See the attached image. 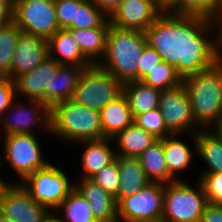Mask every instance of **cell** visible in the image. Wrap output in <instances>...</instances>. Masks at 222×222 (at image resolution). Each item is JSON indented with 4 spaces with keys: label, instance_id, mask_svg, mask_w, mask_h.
I'll use <instances>...</instances> for the list:
<instances>
[{
    "label": "cell",
    "instance_id": "ab89813d",
    "mask_svg": "<svg viewBox=\"0 0 222 222\" xmlns=\"http://www.w3.org/2000/svg\"><path fill=\"white\" fill-rule=\"evenodd\" d=\"M209 21L213 31L214 53L219 63H222V10L213 15Z\"/></svg>",
    "mask_w": 222,
    "mask_h": 222
},
{
    "label": "cell",
    "instance_id": "d6a6232c",
    "mask_svg": "<svg viewBox=\"0 0 222 222\" xmlns=\"http://www.w3.org/2000/svg\"><path fill=\"white\" fill-rule=\"evenodd\" d=\"M108 18L92 0H84L76 7L75 20L68 28H95L101 26Z\"/></svg>",
    "mask_w": 222,
    "mask_h": 222
},
{
    "label": "cell",
    "instance_id": "7c38bea8",
    "mask_svg": "<svg viewBox=\"0 0 222 222\" xmlns=\"http://www.w3.org/2000/svg\"><path fill=\"white\" fill-rule=\"evenodd\" d=\"M159 109L167 129L172 134H196L201 130L194 119L191 102L184 84L161 91Z\"/></svg>",
    "mask_w": 222,
    "mask_h": 222
},
{
    "label": "cell",
    "instance_id": "60d3db41",
    "mask_svg": "<svg viewBox=\"0 0 222 222\" xmlns=\"http://www.w3.org/2000/svg\"><path fill=\"white\" fill-rule=\"evenodd\" d=\"M199 222H222V204L208 202Z\"/></svg>",
    "mask_w": 222,
    "mask_h": 222
},
{
    "label": "cell",
    "instance_id": "3957f363",
    "mask_svg": "<svg viewBox=\"0 0 222 222\" xmlns=\"http://www.w3.org/2000/svg\"><path fill=\"white\" fill-rule=\"evenodd\" d=\"M147 46L144 32L119 29L110 24L106 54L98 64L122 83L138 80V64Z\"/></svg>",
    "mask_w": 222,
    "mask_h": 222
},
{
    "label": "cell",
    "instance_id": "f546056e",
    "mask_svg": "<svg viewBox=\"0 0 222 222\" xmlns=\"http://www.w3.org/2000/svg\"><path fill=\"white\" fill-rule=\"evenodd\" d=\"M21 33L14 21L0 28V77L10 78L13 55Z\"/></svg>",
    "mask_w": 222,
    "mask_h": 222
},
{
    "label": "cell",
    "instance_id": "ba28073f",
    "mask_svg": "<svg viewBox=\"0 0 222 222\" xmlns=\"http://www.w3.org/2000/svg\"><path fill=\"white\" fill-rule=\"evenodd\" d=\"M55 165L50 162L21 183L37 203L48 207L52 212L75 187V181L71 182L66 172Z\"/></svg>",
    "mask_w": 222,
    "mask_h": 222
},
{
    "label": "cell",
    "instance_id": "b9f144b4",
    "mask_svg": "<svg viewBox=\"0 0 222 222\" xmlns=\"http://www.w3.org/2000/svg\"><path fill=\"white\" fill-rule=\"evenodd\" d=\"M14 0H0V28L13 21Z\"/></svg>",
    "mask_w": 222,
    "mask_h": 222
},
{
    "label": "cell",
    "instance_id": "f907efd6",
    "mask_svg": "<svg viewBox=\"0 0 222 222\" xmlns=\"http://www.w3.org/2000/svg\"><path fill=\"white\" fill-rule=\"evenodd\" d=\"M0 129H1V127H0ZM0 131H2V129H1ZM1 136H2V135H1V132H0V141L2 142L3 140H1V139H2ZM1 142H0V143H1ZM0 154H3V153H0Z\"/></svg>",
    "mask_w": 222,
    "mask_h": 222
},
{
    "label": "cell",
    "instance_id": "d4e9b609",
    "mask_svg": "<svg viewBox=\"0 0 222 222\" xmlns=\"http://www.w3.org/2000/svg\"><path fill=\"white\" fill-rule=\"evenodd\" d=\"M196 156L205 162V170L199 174L222 173V138L210 129L195 134Z\"/></svg>",
    "mask_w": 222,
    "mask_h": 222
},
{
    "label": "cell",
    "instance_id": "ee69618b",
    "mask_svg": "<svg viewBox=\"0 0 222 222\" xmlns=\"http://www.w3.org/2000/svg\"><path fill=\"white\" fill-rule=\"evenodd\" d=\"M210 130L222 138V113L220 114L217 122L210 128Z\"/></svg>",
    "mask_w": 222,
    "mask_h": 222
},
{
    "label": "cell",
    "instance_id": "836d02e7",
    "mask_svg": "<svg viewBox=\"0 0 222 222\" xmlns=\"http://www.w3.org/2000/svg\"><path fill=\"white\" fill-rule=\"evenodd\" d=\"M134 123L148 133L154 135L157 139H163L172 134L167 129L159 108L135 116Z\"/></svg>",
    "mask_w": 222,
    "mask_h": 222
},
{
    "label": "cell",
    "instance_id": "8992f818",
    "mask_svg": "<svg viewBox=\"0 0 222 222\" xmlns=\"http://www.w3.org/2000/svg\"><path fill=\"white\" fill-rule=\"evenodd\" d=\"M122 93L123 83L98 64H94L81 72L71 100L100 111Z\"/></svg>",
    "mask_w": 222,
    "mask_h": 222
},
{
    "label": "cell",
    "instance_id": "4316f807",
    "mask_svg": "<svg viewBox=\"0 0 222 222\" xmlns=\"http://www.w3.org/2000/svg\"><path fill=\"white\" fill-rule=\"evenodd\" d=\"M83 67L60 65L50 81V108L72 98Z\"/></svg>",
    "mask_w": 222,
    "mask_h": 222
},
{
    "label": "cell",
    "instance_id": "44dd1931",
    "mask_svg": "<svg viewBox=\"0 0 222 222\" xmlns=\"http://www.w3.org/2000/svg\"><path fill=\"white\" fill-rule=\"evenodd\" d=\"M103 139H112L134 123L126 96L122 93L100 110Z\"/></svg>",
    "mask_w": 222,
    "mask_h": 222
},
{
    "label": "cell",
    "instance_id": "f6af8a7d",
    "mask_svg": "<svg viewBox=\"0 0 222 222\" xmlns=\"http://www.w3.org/2000/svg\"><path fill=\"white\" fill-rule=\"evenodd\" d=\"M155 1L164 11H168L177 2V0H155Z\"/></svg>",
    "mask_w": 222,
    "mask_h": 222
},
{
    "label": "cell",
    "instance_id": "9c48e42d",
    "mask_svg": "<svg viewBox=\"0 0 222 222\" xmlns=\"http://www.w3.org/2000/svg\"><path fill=\"white\" fill-rule=\"evenodd\" d=\"M165 184L150 182L145 188L117 202L118 221L161 222Z\"/></svg>",
    "mask_w": 222,
    "mask_h": 222
},
{
    "label": "cell",
    "instance_id": "4fadbf2b",
    "mask_svg": "<svg viewBox=\"0 0 222 222\" xmlns=\"http://www.w3.org/2000/svg\"><path fill=\"white\" fill-rule=\"evenodd\" d=\"M0 213L14 222H47L52 211L37 203L21 183H11L0 199Z\"/></svg>",
    "mask_w": 222,
    "mask_h": 222
},
{
    "label": "cell",
    "instance_id": "bcb514c9",
    "mask_svg": "<svg viewBox=\"0 0 222 222\" xmlns=\"http://www.w3.org/2000/svg\"><path fill=\"white\" fill-rule=\"evenodd\" d=\"M4 178L3 177H1L0 176V199L2 198V196H3V193H4V191H5V189L11 184V183H13L14 181H6V179L5 180H3Z\"/></svg>",
    "mask_w": 222,
    "mask_h": 222
},
{
    "label": "cell",
    "instance_id": "7a4b0ae2",
    "mask_svg": "<svg viewBox=\"0 0 222 222\" xmlns=\"http://www.w3.org/2000/svg\"><path fill=\"white\" fill-rule=\"evenodd\" d=\"M50 118V135L68 144L103 139L100 111L71 99L54 104Z\"/></svg>",
    "mask_w": 222,
    "mask_h": 222
},
{
    "label": "cell",
    "instance_id": "7bdbcfd3",
    "mask_svg": "<svg viewBox=\"0 0 222 222\" xmlns=\"http://www.w3.org/2000/svg\"><path fill=\"white\" fill-rule=\"evenodd\" d=\"M93 3L108 17L119 7L122 0H92Z\"/></svg>",
    "mask_w": 222,
    "mask_h": 222
},
{
    "label": "cell",
    "instance_id": "d6986e66",
    "mask_svg": "<svg viewBox=\"0 0 222 222\" xmlns=\"http://www.w3.org/2000/svg\"><path fill=\"white\" fill-rule=\"evenodd\" d=\"M47 41L49 57L60 65H75L84 69L93 65L83 55L78 42L68 29L57 30Z\"/></svg>",
    "mask_w": 222,
    "mask_h": 222
},
{
    "label": "cell",
    "instance_id": "8fae6325",
    "mask_svg": "<svg viewBox=\"0 0 222 222\" xmlns=\"http://www.w3.org/2000/svg\"><path fill=\"white\" fill-rule=\"evenodd\" d=\"M17 99V100H16ZM18 97L3 113L0 126L2 135L8 134H36V129H41L50 134V107L38 100H26L20 104ZM29 102V103H28ZM37 127V128H36ZM39 127V128H38ZM34 129V130H33Z\"/></svg>",
    "mask_w": 222,
    "mask_h": 222
},
{
    "label": "cell",
    "instance_id": "7402d4cb",
    "mask_svg": "<svg viewBox=\"0 0 222 222\" xmlns=\"http://www.w3.org/2000/svg\"><path fill=\"white\" fill-rule=\"evenodd\" d=\"M110 28L109 18L95 28H67L78 42L83 55L94 65L99 64L106 54L107 33Z\"/></svg>",
    "mask_w": 222,
    "mask_h": 222
},
{
    "label": "cell",
    "instance_id": "e0dca14e",
    "mask_svg": "<svg viewBox=\"0 0 222 222\" xmlns=\"http://www.w3.org/2000/svg\"><path fill=\"white\" fill-rule=\"evenodd\" d=\"M75 188L88 201L93 217L97 222H116L117 201L113 195L106 192L91 178H80L75 183Z\"/></svg>",
    "mask_w": 222,
    "mask_h": 222
},
{
    "label": "cell",
    "instance_id": "484cf974",
    "mask_svg": "<svg viewBox=\"0 0 222 222\" xmlns=\"http://www.w3.org/2000/svg\"><path fill=\"white\" fill-rule=\"evenodd\" d=\"M160 92L140 80L123 83V94L128 100L133 117L159 108Z\"/></svg>",
    "mask_w": 222,
    "mask_h": 222
},
{
    "label": "cell",
    "instance_id": "c3c4849f",
    "mask_svg": "<svg viewBox=\"0 0 222 222\" xmlns=\"http://www.w3.org/2000/svg\"><path fill=\"white\" fill-rule=\"evenodd\" d=\"M47 222H62V221H60V220L55 216V213L53 212V215L47 220Z\"/></svg>",
    "mask_w": 222,
    "mask_h": 222
},
{
    "label": "cell",
    "instance_id": "e575fe53",
    "mask_svg": "<svg viewBox=\"0 0 222 222\" xmlns=\"http://www.w3.org/2000/svg\"><path fill=\"white\" fill-rule=\"evenodd\" d=\"M119 175V166L117 161L114 160L91 179L100 185L106 192L115 197L119 189Z\"/></svg>",
    "mask_w": 222,
    "mask_h": 222
},
{
    "label": "cell",
    "instance_id": "2e32d148",
    "mask_svg": "<svg viewBox=\"0 0 222 222\" xmlns=\"http://www.w3.org/2000/svg\"><path fill=\"white\" fill-rule=\"evenodd\" d=\"M49 57L48 41L45 38L21 33L15 47L10 79L34 70Z\"/></svg>",
    "mask_w": 222,
    "mask_h": 222
},
{
    "label": "cell",
    "instance_id": "7dc6e473",
    "mask_svg": "<svg viewBox=\"0 0 222 222\" xmlns=\"http://www.w3.org/2000/svg\"><path fill=\"white\" fill-rule=\"evenodd\" d=\"M0 222H14V221L9 219L8 217L3 215L2 213H0Z\"/></svg>",
    "mask_w": 222,
    "mask_h": 222
},
{
    "label": "cell",
    "instance_id": "30bf717a",
    "mask_svg": "<svg viewBox=\"0 0 222 222\" xmlns=\"http://www.w3.org/2000/svg\"><path fill=\"white\" fill-rule=\"evenodd\" d=\"M13 21L22 33L47 40L60 29L55 0H15Z\"/></svg>",
    "mask_w": 222,
    "mask_h": 222
},
{
    "label": "cell",
    "instance_id": "83f0119b",
    "mask_svg": "<svg viewBox=\"0 0 222 222\" xmlns=\"http://www.w3.org/2000/svg\"><path fill=\"white\" fill-rule=\"evenodd\" d=\"M147 179L152 183L175 181L168 172L163 151V139H158L139 157Z\"/></svg>",
    "mask_w": 222,
    "mask_h": 222
},
{
    "label": "cell",
    "instance_id": "5b68a950",
    "mask_svg": "<svg viewBox=\"0 0 222 222\" xmlns=\"http://www.w3.org/2000/svg\"><path fill=\"white\" fill-rule=\"evenodd\" d=\"M195 186L178 180L165 184L161 222H199L208 203L199 180Z\"/></svg>",
    "mask_w": 222,
    "mask_h": 222
},
{
    "label": "cell",
    "instance_id": "6da1fadb",
    "mask_svg": "<svg viewBox=\"0 0 222 222\" xmlns=\"http://www.w3.org/2000/svg\"><path fill=\"white\" fill-rule=\"evenodd\" d=\"M147 46L185 78L216 66L210 21L199 16L162 14L144 31Z\"/></svg>",
    "mask_w": 222,
    "mask_h": 222
},
{
    "label": "cell",
    "instance_id": "8d00e7d4",
    "mask_svg": "<svg viewBox=\"0 0 222 222\" xmlns=\"http://www.w3.org/2000/svg\"><path fill=\"white\" fill-rule=\"evenodd\" d=\"M84 0H55V11L60 29H67L75 20L76 7Z\"/></svg>",
    "mask_w": 222,
    "mask_h": 222
},
{
    "label": "cell",
    "instance_id": "ac0fdd59",
    "mask_svg": "<svg viewBox=\"0 0 222 222\" xmlns=\"http://www.w3.org/2000/svg\"><path fill=\"white\" fill-rule=\"evenodd\" d=\"M183 134H170L163 138V151L165 155L166 165L169 175L175 180H183L178 174L188 170L193 165V157L196 154V138L195 133H189V138L193 142L192 147L186 143L181 137ZM181 137V139H180ZM183 140V141H182ZM194 152V153H193ZM192 164V165H191Z\"/></svg>",
    "mask_w": 222,
    "mask_h": 222
},
{
    "label": "cell",
    "instance_id": "277c9868",
    "mask_svg": "<svg viewBox=\"0 0 222 222\" xmlns=\"http://www.w3.org/2000/svg\"><path fill=\"white\" fill-rule=\"evenodd\" d=\"M194 119L201 129H210L222 113V63L183 78Z\"/></svg>",
    "mask_w": 222,
    "mask_h": 222
},
{
    "label": "cell",
    "instance_id": "f35d334b",
    "mask_svg": "<svg viewBox=\"0 0 222 222\" xmlns=\"http://www.w3.org/2000/svg\"><path fill=\"white\" fill-rule=\"evenodd\" d=\"M16 98L13 80L8 77H0V121L3 113L11 106Z\"/></svg>",
    "mask_w": 222,
    "mask_h": 222
},
{
    "label": "cell",
    "instance_id": "5bb4252c",
    "mask_svg": "<svg viewBox=\"0 0 222 222\" xmlns=\"http://www.w3.org/2000/svg\"><path fill=\"white\" fill-rule=\"evenodd\" d=\"M163 11L155 0H122L109 20L116 28L144 32Z\"/></svg>",
    "mask_w": 222,
    "mask_h": 222
},
{
    "label": "cell",
    "instance_id": "74e56055",
    "mask_svg": "<svg viewBox=\"0 0 222 222\" xmlns=\"http://www.w3.org/2000/svg\"><path fill=\"white\" fill-rule=\"evenodd\" d=\"M160 62H162V59L157 51L146 46L142 52L140 63L138 64V80L145 77Z\"/></svg>",
    "mask_w": 222,
    "mask_h": 222
},
{
    "label": "cell",
    "instance_id": "d590c367",
    "mask_svg": "<svg viewBox=\"0 0 222 222\" xmlns=\"http://www.w3.org/2000/svg\"><path fill=\"white\" fill-rule=\"evenodd\" d=\"M198 180L208 202L222 204V173L201 174Z\"/></svg>",
    "mask_w": 222,
    "mask_h": 222
},
{
    "label": "cell",
    "instance_id": "4dcf8cb0",
    "mask_svg": "<svg viewBox=\"0 0 222 222\" xmlns=\"http://www.w3.org/2000/svg\"><path fill=\"white\" fill-rule=\"evenodd\" d=\"M140 81L160 91L173 89L183 84V78L177 72L176 68L164 61L156 65Z\"/></svg>",
    "mask_w": 222,
    "mask_h": 222
},
{
    "label": "cell",
    "instance_id": "f1b7e54d",
    "mask_svg": "<svg viewBox=\"0 0 222 222\" xmlns=\"http://www.w3.org/2000/svg\"><path fill=\"white\" fill-rule=\"evenodd\" d=\"M54 212L61 213L56 217L62 222H97L93 217L88 201L75 187Z\"/></svg>",
    "mask_w": 222,
    "mask_h": 222
},
{
    "label": "cell",
    "instance_id": "603a6c76",
    "mask_svg": "<svg viewBox=\"0 0 222 222\" xmlns=\"http://www.w3.org/2000/svg\"><path fill=\"white\" fill-rule=\"evenodd\" d=\"M119 166V189L115 196L118 202L122 197H127L145 188L150 181L147 179L141 161L138 157L116 156Z\"/></svg>",
    "mask_w": 222,
    "mask_h": 222
},
{
    "label": "cell",
    "instance_id": "681fc988",
    "mask_svg": "<svg viewBox=\"0 0 222 222\" xmlns=\"http://www.w3.org/2000/svg\"><path fill=\"white\" fill-rule=\"evenodd\" d=\"M1 157H2V156H1V154H0V168L2 167V164H3ZM0 170H1V169H0ZM0 172H1V171H0Z\"/></svg>",
    "mask_w": 222,
    "mask_h": 222
},
{
    "label": "cell",
    "instance_id": "ffe728a7",
    "mask_svg": "<svg viewBox=\"0 0 222 222\" xmlns=\"http://www.w3.org/2000/svg\"><path fill=\"white\" fill-rule=\"evenodd\" d=\"M77 144L84 147L80 162L83 168L81 178H92L115 160L116 150L111 148L114 146L112 139L81 141L74 145Z\"/></svg>",
    "mask_w": 222,
    "mask_h": 222
},
{
    "label": "cell",
    "instance_id": "52a82bcc",
    "mask_svg": "<svg viewBox=\"0 0 222 222\" xmlns=\"http://www.w3.org/2000/svg\"><path fill=\"white\" fill-rule=\"evenodd\" d=\"M35 134H8L3 138L4 158L19 178L13 183H22L36 170L47 166L42 152L41 144Z\"/></svg>",
    "mask_w": 222,
    "mask_h": 222
},
{
    "label": "cell",
    "instance_id": "cb8c5ba5",
    "mask_svg": "<svg viewBox=\"0 0 222 222\" xmlns=\"http://www.w3.org/2000/svg\"><path fill=\"white\" fill-rule=\"evenodd\" d=\"M158 139L135 123L118 133L112 141L117 148L116 156L140 157Z\"/></svg>",
    "mask_w": 222,
    "mask_h": 222
},
{
    "label": "cell",
    "instance_id": "1f68e13d",
    "mask_svg": "<svg viewBox=\"0 0 222 222\" xmlns=\"http://www.w3.org/2000/svg\"><path fill=\"white\" fill-rule=\"evenodd\" d=\"M222 10V0H177L168 10L175 15L199 16L210 19Z\"/></svg>",
    "mask_w": 222,
    "mask_h": 222
},
{
    "label": "cell",
    "instance_id": "9a60e30c",
    "mask_svg": "<svg viewBox=\"0 0 222 222\" xmlns=\"http://www.w3.org/2000/svg\"><path fill=\"white\" fill-rule=\"evenodd\" d=\"M60 66L53 58L47 57L34 70L13 79L15 93L26 100H38L50 107V81Z\"/></svg>",
    "mask_w": 222,
    "mask_h": 222
}]
</instances>
